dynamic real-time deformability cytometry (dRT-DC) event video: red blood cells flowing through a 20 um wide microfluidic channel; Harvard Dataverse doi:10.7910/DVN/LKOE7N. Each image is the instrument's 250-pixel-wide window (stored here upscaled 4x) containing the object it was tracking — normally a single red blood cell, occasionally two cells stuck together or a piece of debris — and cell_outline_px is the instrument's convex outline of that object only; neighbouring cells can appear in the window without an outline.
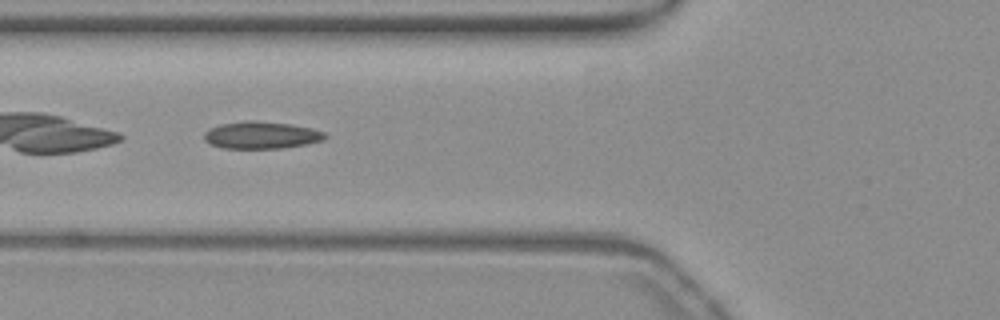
{"species": "common noctule bat (a hibernating species)", "species_latin": "Nyctalus noctula", "temperature_condition": "warm", "stored_images_in_passage": 52, "camera_frame_rate_fps": 3000, "um_per_image_px": 0.085, "animal": {"sex": "female", "body_mass_g": 19.3, "forearm_length_mm": 54.1}, "frame": {"image": 1, "passage_image": 22, "time_ms": 7.0, "image_size_px": [1000, 320], "cell_outline_px": [[328, 136], [324, 140], [308, 144], [280, 148], [224, 148], [208, 144], [204, 140], [204, 132], [208, 128], [220, 124], [244, 120], [256, 120], [292, 124], [312, 128], [324, 132]], "centroid_in_image_um": [22.2, 11.47], "position_along_channel_um": 103.6, "area_um2": 19.48}, "authors_computed_cell_mechanics": {"area_um2": 18.3226, "velocity_mm_per_s": 3.8342, "shape_relaxation_time_tau1_ms": null, "shape_relaxation_time_tau2_ms": 1.9456, "deformation_change_tau1": null, "deformation_change_tau2": 0.1022}}